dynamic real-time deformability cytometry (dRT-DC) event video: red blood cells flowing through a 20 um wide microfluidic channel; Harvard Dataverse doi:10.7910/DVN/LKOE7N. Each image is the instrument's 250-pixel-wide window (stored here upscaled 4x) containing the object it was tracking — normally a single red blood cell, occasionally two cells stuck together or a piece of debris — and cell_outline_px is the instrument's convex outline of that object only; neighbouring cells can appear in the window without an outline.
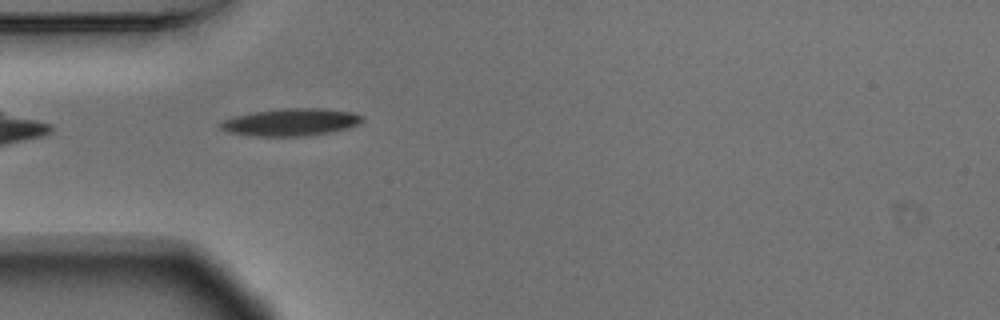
{"species": "Egyptian fruit bat (a non-hibernating species)", "species_latin": "Rousettus aegyptiacus", "temperature_condition": "warm", "stored_images_in_passage": 37, "camera_frame_rate_fps": 3000, "um_per_image_px": 0.085, "animal": {"sex": "male"}, "frame": {"image": 1, "passage_image": 3, "time_ms": 0.667, "image_size_px": [1000, 320], "cell_outline_px": [[364, 120], [348, 128], [328, 132], [304, 136], [256, 136], [228, 132], [220, 128], [220, 124], [224, 120], [236, 116], [256, 112], [284, 108], [320, 108], [352, 112], [364, 116]], "centroid_in_image_um": [24.75, 10.38], "position_along_channel_um": 60.2, "area_um2": 22.25}}
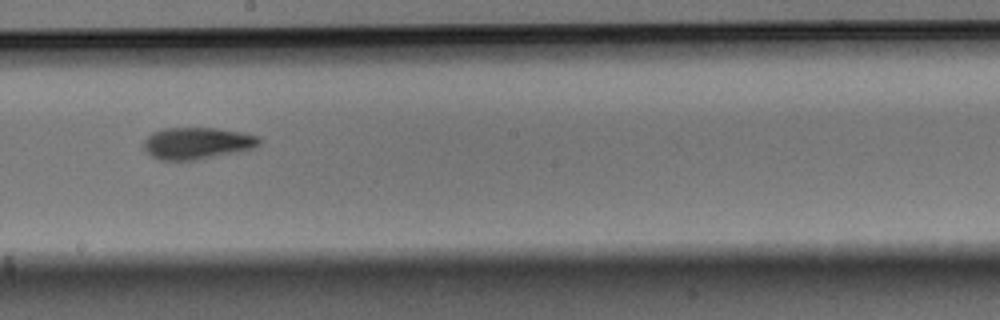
{"frame": {"image": 2, "passage_image": 17, "time_ms": 5.333, "image_size_px": [1000, 320], "cell_outline_px": [[260, 144], [252, 148], [236, 152], [196, 160], [160, 160], [152, 156], [144, 148], [144, 140], [152, 132], [164, 128], [216, 128], [244, 132], [260, 136]], "centroid_in_image_um": [16.77, 12.16], "position_along_channel_um": 231.4, "area_um2": 21.39}}
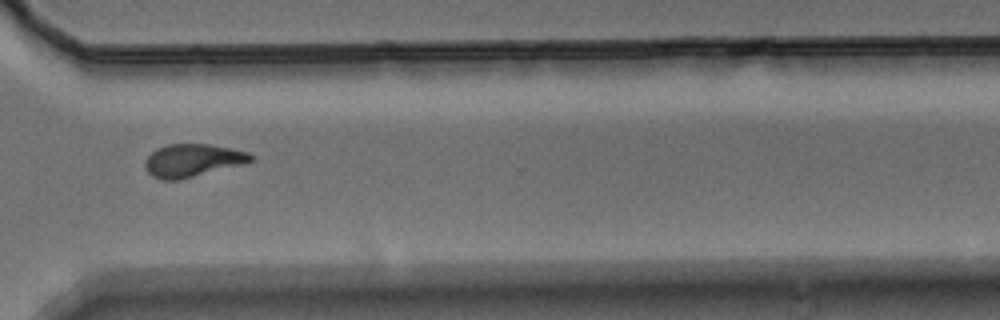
{"frame": {"image": 3, "passage_image": 27, "time_ms": 8.667, "image_size_px": [1000, 320], "cell_outline_px": [[256, 156], [252, 160], [244, 164], [180, 180], [160, 180], [152, 176], [144, 168], [144, 160], [156, 148], [168, 144], [208, 144], [232, 148], [248, 152]], "centroid_in_image_um": [16.36, 13.64], "position_along_channel_um": 354.2, "area_um2": 20.52}, "authors_computed_cell_mechanics": {"area_um2": 20.9236, "velocity_mm_per_s": 3.6881, "shape_relaxation_time_tau1_ms": 2.6166, "shape_relaxation_time_tau2_ms": 9.1873, "deformation_change_tau1": 0.1591, "deformation_change_tau2": 0.1423}}